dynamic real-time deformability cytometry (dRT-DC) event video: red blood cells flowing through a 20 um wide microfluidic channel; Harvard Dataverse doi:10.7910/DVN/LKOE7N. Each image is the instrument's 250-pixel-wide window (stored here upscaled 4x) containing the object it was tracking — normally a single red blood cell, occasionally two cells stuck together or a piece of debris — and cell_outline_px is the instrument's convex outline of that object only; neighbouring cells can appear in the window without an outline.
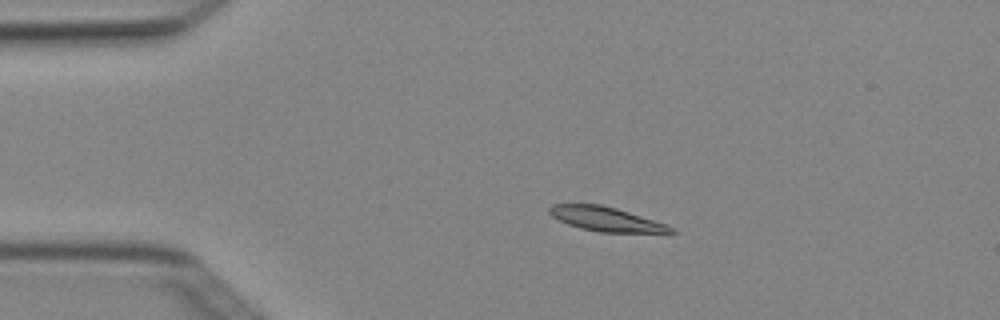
{"species": "Egyptian fruit bat (a non-hibernating species)", "species_latin": "Rousettus aegyptiacus", "temperature_condition": "cold", "stored_images_in_passage": 4, "camera_frame_rate_fps": 3000, "um_per_image_px": 0.085, "animal": {"sex": "female"}, "frame": {"image": 1, "passage_image": 3, "time_ms": 0.667, "image_size_px": [1000, 320], "cell_outline_px": [[676, 232], [600, 232], [580, 228], [568, 224], [552, 216], [548, 212], [548, 208], [552, 204], [600, 204], [616, 208], [668, 224]], "centroid_in_image_um": [51.48, 18.61], "position_along_channel_um": 33.5, "area_um2": 16.99}}